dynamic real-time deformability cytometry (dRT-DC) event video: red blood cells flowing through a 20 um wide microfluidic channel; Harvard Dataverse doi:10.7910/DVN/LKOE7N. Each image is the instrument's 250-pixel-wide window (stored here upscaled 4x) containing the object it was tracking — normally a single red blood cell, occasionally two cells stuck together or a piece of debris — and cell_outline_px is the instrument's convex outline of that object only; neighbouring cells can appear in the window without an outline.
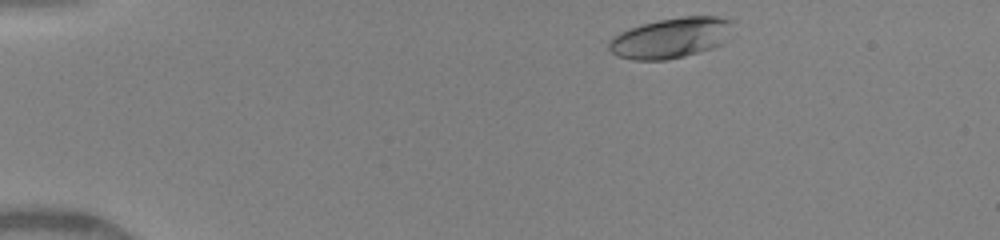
{"species": "human", "species_latin": "Homo sapiens", "temperature_condition": "warm", "stored_images_in_passage": 5, "camera_frame_rate_fps": 3000, "um_per_image_px": 0.085, "donor": {"sex": "female"}, "frame": {"image": 1, "passage_image": 1, "time_ms": 0.0, "image_size_px": [1000, 240], "cell_outline_px": [[732, 24], [724, 44], [700, 52], [668, 60], [632, 60], [616, 56], [608, 48], [608, 40], [612, 36], [628, 28], [660, 20], [684, 16], [716, 16], [732, 20]], "centroid_in_image_um": [56.99, 3.23], "position_along_channel_um": 28.0, "area_um2": 29.3}}
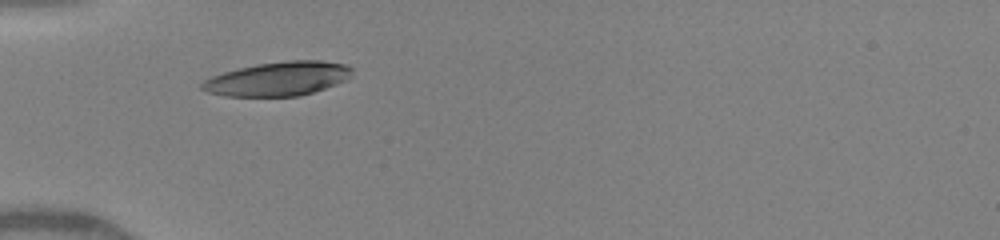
{"frame": {"image": 2, "passage_image": 4, "time_ms": 2.667, "image_size_px": [1000, 240], "cell_outline_px": [[352, 76], [348, 80], [300, 96], [224, 96], [208, 92], [200, 88], [200, 84], [204, 80], [212, 76], [224, 72], [256, 64], [288, 60], [320, 60], [344, 64], [352, 68]], "centroid_in_image_um": [23.64, 6.69], "position_along_channel_um": 61.4, "area_um2": 29.77}}